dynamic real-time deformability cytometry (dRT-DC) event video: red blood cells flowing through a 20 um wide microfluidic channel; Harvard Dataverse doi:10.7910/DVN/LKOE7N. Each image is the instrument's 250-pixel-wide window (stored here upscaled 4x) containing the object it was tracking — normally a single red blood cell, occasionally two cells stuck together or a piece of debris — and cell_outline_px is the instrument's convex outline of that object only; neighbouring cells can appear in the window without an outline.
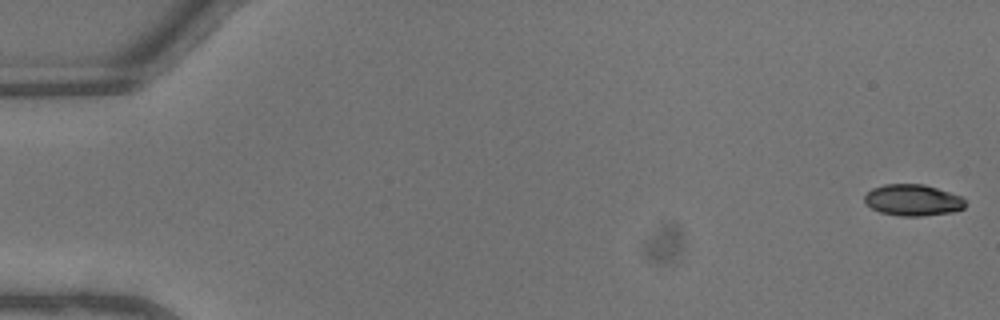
{"species": "common noctule bat (a hibernating species)", "species_latin": "Nyctalus noctula", "temperature_condition": "warm", "stored_images_in_passage": 42, "camera_frame_rate_fps": 3000, "um_per_image_px": 0.085, "animal": {"sex": "male", "body_mass_g": 13.3}, "frame": {"image": 1, "passage_image": 1, "time_ms": 0.0, "image_size_px": [1000, 320], "cell_outline_px": [[964, 208], [952, 212], [924, 216], [900, 216], [880, 212], [872, 208], [864, 200], [864, 196], [872, 188], [884, 184], [924, 184], [960, 196], [964, 200]], "centroid_in_image_um": [77.57, 17.01], "position_along_channel_um": 7.4, "area_um2": 18.26}}
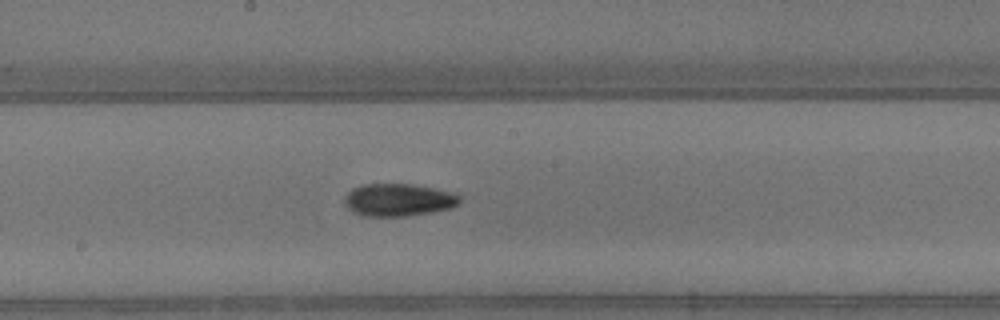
{"frame": {"image": 2, "passage_image": 25, "time_ms": 8.0, "image_size_px": [1000, 320], "cell_outline_px": [[460, 204], [452, 208], [436, 212], [408, 216], [364, 216], [352, 212], [344, 204], [344, 200], [348, 192], [352, 188], [364, 184], [412, 184], [436, 188], [452, 192], [460, 196]], "centroid_in_image_um": [33.9, 17.0], "position_along_channel_um": 214.3, "area_um2": 22.2}}
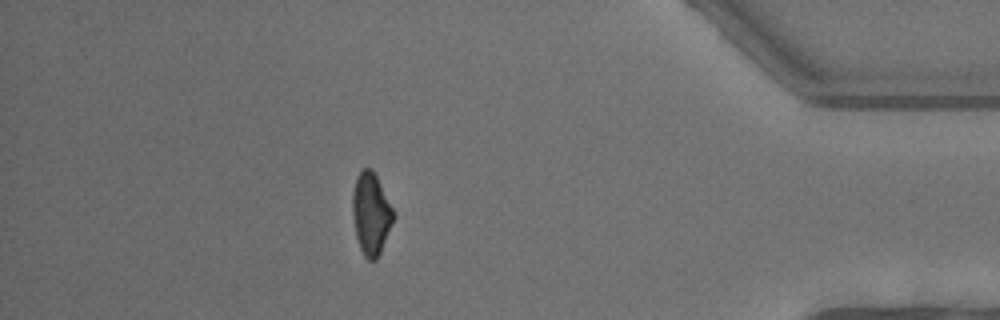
{"frame": {"image": 3, "passage_image": 40, "time_ms": 13.0, "image_size_px": [1000, 320], "cell_outline_px": [[396, 216], [380, 252], [376, 260], [368, 260], [364, 256], [360, 248], [356, 236], [352, 212], [352, 192], [356, 176], [364, 168], [372, 168], [396, 212]], "centroid_in_image_um": [31.55, 18.14], "position_along_channel_um": 403.6, "area_um2": 19.77}, "authors_computed_cell_mechanics": {"area_um2": 20.2878, "velocity_mm_per_s": 4.651, "shape_relaxation_time_tau1_ms": 3.0397, "shape_relaxation_time_tau2_ms": null, "deformation_change_tau1": 0.1448, "deformation_change_tau2": null}}